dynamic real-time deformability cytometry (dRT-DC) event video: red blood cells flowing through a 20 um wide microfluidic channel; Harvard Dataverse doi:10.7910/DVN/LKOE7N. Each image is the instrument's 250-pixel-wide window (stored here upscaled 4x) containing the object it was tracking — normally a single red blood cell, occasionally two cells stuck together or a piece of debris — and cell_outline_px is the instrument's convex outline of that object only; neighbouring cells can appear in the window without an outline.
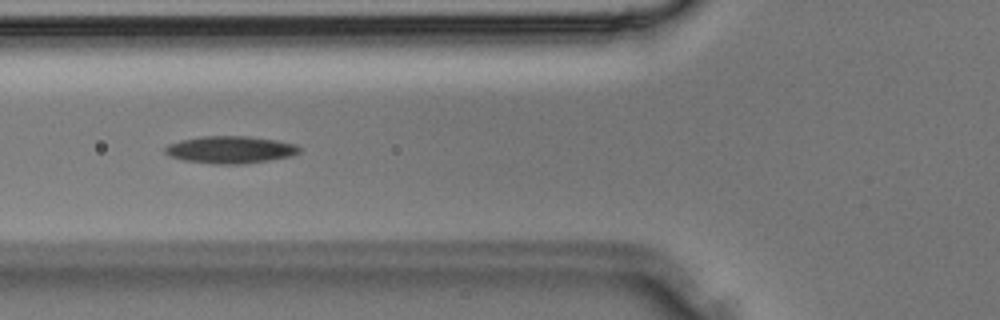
{"species": "Egyptian fruit bat (a non-hibernating species)", "species_latin": "Rousettus aegyptiacus", "temperature_condition": "room temperature", "stored_images_in_passage": 34, "camera_frame_rate_fps": 3000, "um_per_image_px": 0.085, "animal": {"sex": "male"}, "frame": {"image": 1, "passage_image": 12, "time_ms": 3.667, "image_size_px": [1000, 320], "cell_outline_px": [[300, 152], [292, 156], [244, 164], [212, 164], [184, 160], [168, 156], [164, 152], [164, 148], [168, 144], [180, 140], [200, 136], [248, 136], [276, 140], [296, 144], [300, 148]], "centroid_in_image_um": [19.55, 12.72], "position_along_channel_um": 106.2, "area_um2": 21.5}}
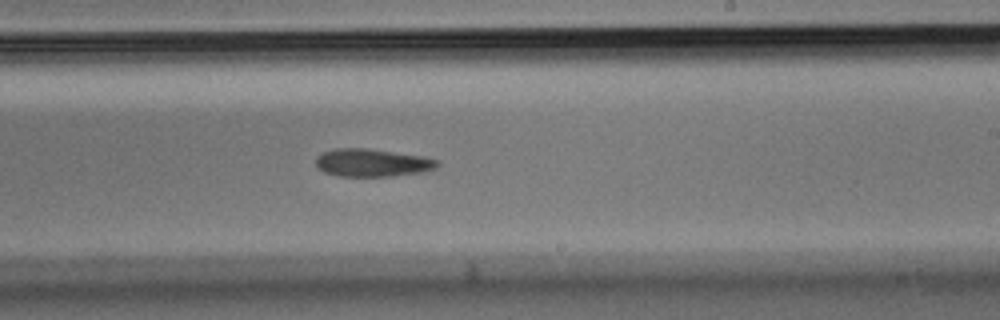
{"frame": {"image": 2, "passage_image": 20, "time_ms": 6.333, "image_size_px": [1000, 320], "cell_outline_px": [[440, 164], [436, 168], [420, 172], [392, 176], [340, 176], [324, 172], [316, 168], [316, 160], [324, 152], [336, 148], [368, 148], [420, 156], [440, 160]], "centroid_in_image_um": [31.64, 13.83], "position_along_channel_um": 257.4, "area_um2": 19.54}}
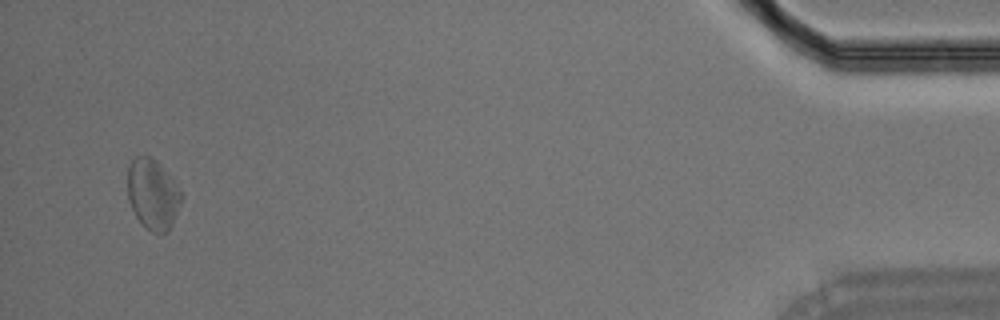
{"frame": {"image": 3, "passage_image": 33, "time_ms": 10.667, "image_size_px": [1000, 320], "cell_outline_px": [[184, 196], [172, 224], [168, 232], [152, 232], [144, 228], [136, 216], [128, 200], [128, 164], [136, 156], [148, 156], [156, 160], [172, 176]], "centroid_in_image_um": [13.0, 16.5], "position_along_channel_um": 422.2, "area_um2": 22.31}}